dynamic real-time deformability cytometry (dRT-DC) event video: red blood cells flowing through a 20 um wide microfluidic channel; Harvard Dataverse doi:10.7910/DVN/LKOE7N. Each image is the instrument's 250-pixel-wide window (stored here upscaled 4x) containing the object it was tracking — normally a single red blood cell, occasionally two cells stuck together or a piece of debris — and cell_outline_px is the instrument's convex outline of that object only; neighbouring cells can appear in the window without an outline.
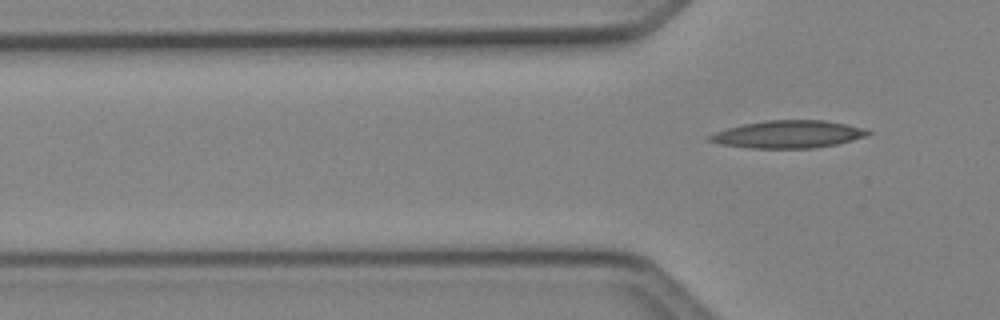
{"species": "Egyptian fruit bat (a non-hibernating species)", "species_latin": "Rousettus aegyptiacus", "temperature_condition": "cold", "stored_images_in_passage": 3, "camera_frame_rate_fps": 3000, "um_per_image_px": 0.085, "animal": {"sex": "female"}, "frame": {"image": 1, "passage_image": 3, "time_ms": 0.667, "image_size_px": [1000, 320], "cell_outline_px": [[872, 132], [864, 136], [852, 140], [836, 144], [812, 148], [748, 148], [720, 144], [708, 140], [708, 136], [716, 132], [728, 128], [744, 124], [768, 120], [824, 120], [864, 128]], "centroid_in_image_um": [66.98, 11.42], "position_along_channel_um": 58.8, "area_um2": 25.09}}